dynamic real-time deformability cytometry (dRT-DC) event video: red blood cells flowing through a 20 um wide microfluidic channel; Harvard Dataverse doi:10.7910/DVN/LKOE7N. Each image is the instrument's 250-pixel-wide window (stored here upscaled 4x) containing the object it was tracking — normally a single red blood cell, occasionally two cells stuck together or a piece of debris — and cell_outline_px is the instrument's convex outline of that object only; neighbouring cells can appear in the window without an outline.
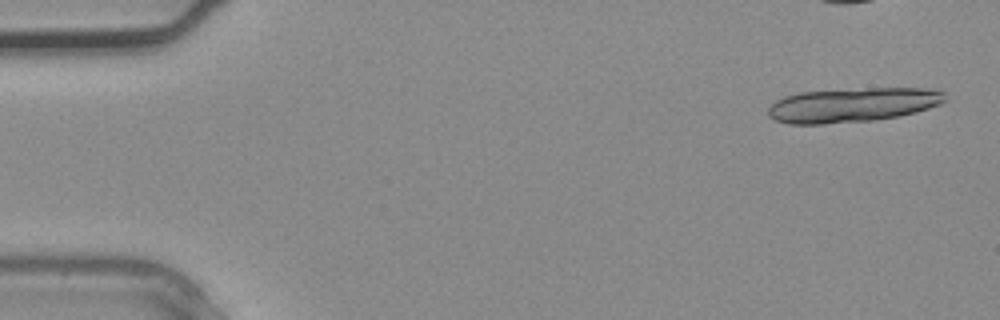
{"species": "common noctule bat (a hibernating species)", "species_latin": "Nyctalus noctula", "temperature_condition": "warm", "stored_images_in_passage": 4, "camera_frame_rate_fps": 3000, "um_per_image_px": 0.085, "animal": {"sex": "male", "body_mass_g": 20.4}, "frame": {"image": 1, "passage_image": 1, "time_ms": 0.0, "image_size_px": [1000, 320], "cell_outline_px": [[948, 100], [940, 104], [916, 112], [896, 116], [872, 120], [824, 124], [788, 124], [776, 120], [768, 116], [768, 108], [776, 100], [784, 96], [800, 92], [868, 88], [936, 88], [944, 92]], "centroid_in_image_um": [72.49, 8.91], "position_along_channel_um": 12.5, "area_um2": 35.55}}